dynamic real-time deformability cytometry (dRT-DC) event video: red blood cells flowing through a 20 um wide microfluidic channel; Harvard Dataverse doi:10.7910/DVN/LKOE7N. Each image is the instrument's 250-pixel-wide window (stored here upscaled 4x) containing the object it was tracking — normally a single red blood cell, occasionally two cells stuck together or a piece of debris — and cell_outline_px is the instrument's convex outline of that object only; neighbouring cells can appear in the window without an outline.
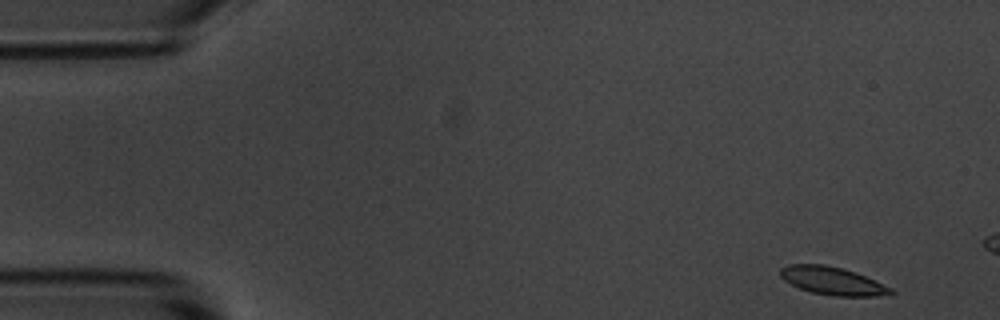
{"species": "common noctule bat (a hibernating species)", "species_latin": "Nyctalus noctula", "temperature_condition": "room temperature", "stored_images_in_passage": 10, "camera_frame_rate_fps": 3000, "um_per_image_px": 0.085, "animal": {"sex": "male", "body_mass_g": 20.1, "forearm_length_mm": 53.5}, "frame": {"image": 1, "passage_image": 1, "time_ms": 0.0, "image_size_px": [1000, 320], "cell_outline_px": [[896, 292], [876, 296], [832, 296], [812, 292], [800, 288], [784, 280], [780, 276], [780, 268], [788, 264], [824, 264], [856, 272], [892, 288]], "centroid_in_image_um": [70.74, 23.87], "position_along_channel_um": 14.3, "area_um2": 17.86}}